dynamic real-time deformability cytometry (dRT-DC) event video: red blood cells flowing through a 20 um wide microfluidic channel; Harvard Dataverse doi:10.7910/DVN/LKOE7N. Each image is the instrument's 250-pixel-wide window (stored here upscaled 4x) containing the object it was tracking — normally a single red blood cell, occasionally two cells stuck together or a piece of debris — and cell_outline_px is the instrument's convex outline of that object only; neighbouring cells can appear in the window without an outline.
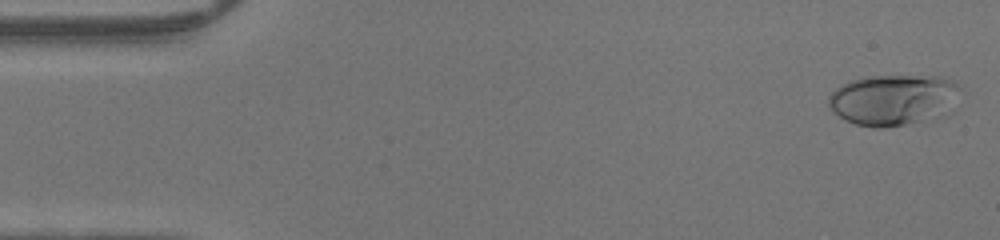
{"species": "human", "species_latin": "Homo sapiens", "temperature_condition": "warm", "stored_images_in_passage": 47, "camera_frame_rate_fps": 3000, "um_per_image_px": 0.085, "donor": {"sex": "male"}, "frame": {"image": 1, "passage_image": 1, "time_ms": 0.0, "image_size_px": [1000, 240], "cell_outline_px": [[960, 88], [952, 112], [948, 116], [932, 120], [884, 128], [876, 128], [856, 124], [832, 112], [828, 104], [828, 96], [836, 88], [852, 80], [872, 76], [940, 76], [952, 80], [960, 84]], "centroid_in_image_um": [76.02, 8.5], "position_along_channel_um": 9.0, "area_um2": 39.77}}
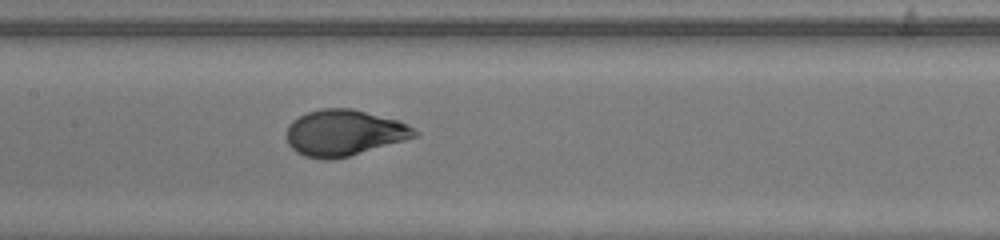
{"frame": {"image": 2, "passage_image": 22, "time_ms": 7.0, "image_size_px": [1000, 240], "cell_outline_px": [[420, 136], [348, 156], [328, 160], [304, 156], [296, 152], [288, 144], [288, 124], [292, 120], [308, 112], [320, 108], [352, 108], [400, 120], [408, 124], [420, 132]], "centroid_in_image_um": [29.29, 11.28], "position_along_channel_um": 178.1, "area_um2": 34.51}}
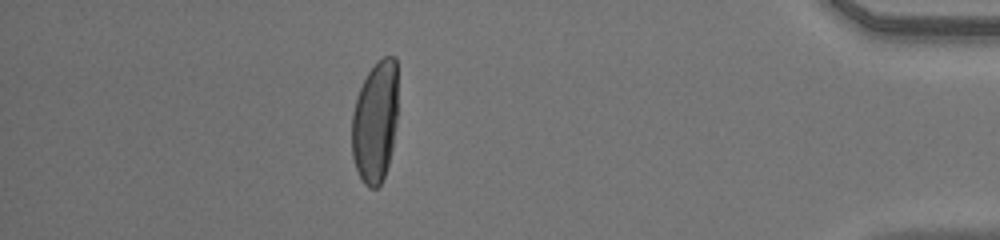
{"frame": {"image": 3, "passage_image": 41, "time_ms": 13.333, "image_size_px": [1000, 240], "cell_outline_px": [[396, 124], [392, 148], [388, 164], [384, 176], [380, 184], [376, 188], [368, 188], [364, 184], [356, 168], [352, 156], [352, 112], [356, 96], [368, 72], [384, 56], [396, 56]], "centroid_in_image_um": [31.87, 10.37], "position_along_channel_um": 403.3, "area_um2": 32.48}}